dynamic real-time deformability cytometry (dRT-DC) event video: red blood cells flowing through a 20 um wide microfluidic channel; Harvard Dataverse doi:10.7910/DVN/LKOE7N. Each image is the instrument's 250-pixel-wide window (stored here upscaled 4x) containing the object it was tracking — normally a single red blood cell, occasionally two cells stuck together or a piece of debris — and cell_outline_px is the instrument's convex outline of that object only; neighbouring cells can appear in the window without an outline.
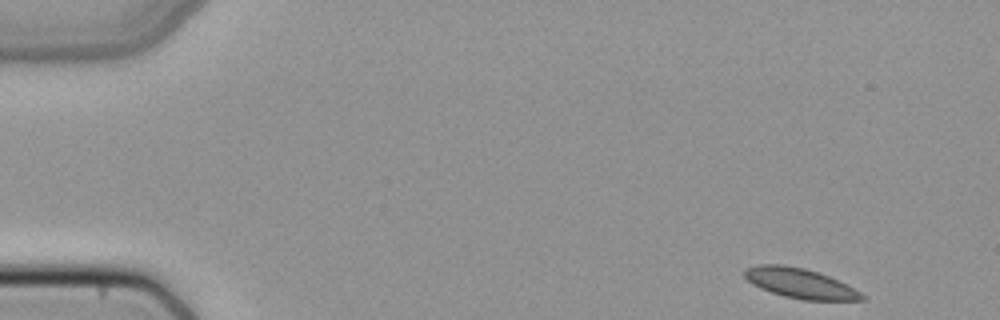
{"species": "common noctule bat (a hibernating species)", "species_latin": "Nyctalus noctula", "temperature_condition": "cold", "stored_images_in_passage": 48, "camera_frame_rate_fps": 3000, "um_per_image_px": 0.085, "animal": {"sex": "female", "body_mass_g": 22.7, "forearm_length_mm": 54.2}, "frame": {"image": 1, "passage_image": 1, "time_ms": 0.0, "image_size_px": [1000, 320], "cell_outline_px": [[868, 300], [804, 300], [784, 296], [760, 288], [752, 284], [744, 276], [744, 268], [760, 264], [784, 264], [804, 268], [820, 272], [860, 292]], "centroid_in_image_um": [67.96, 24.07], "position_along_channel_um": 17.0, "area_um2": 20.35}}
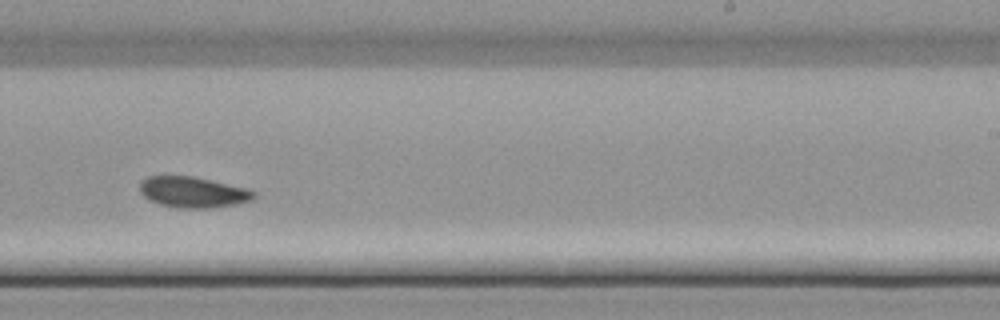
{"frame": {"image": 2, "passage_image": 29, "time_ms": 9.333, "image_size_px": [1000, 320], "cell_outline_px": [[256, 196], [252, 200], [236, 204], [212, 208], [180, 208], [160, 204], [148, 200], [140, 192], [140, 180], [148, 176], [192, 176], [212, 180], [244, 188], [256, 192]], "centroid_in_image_um": [16.38, 16.33], "position_along_channel_um": 272.6, "area_um2": 20.52}}
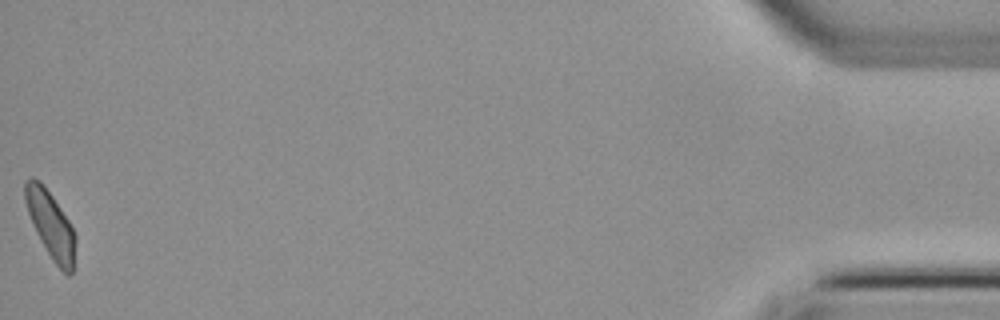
{"frame": {"image": 3, "passage_image": 48, "time_ms": 15.667, "image_size_px": [1000, 320], "cell_outline_px": [[76, 240], [72, 272], [68, 276], [52, 260], [40, 240], [32, 224], [24, 200], [24, 180], [28, 176], [32, 176], [40, 180], [44, 184], [68, 220], [76, 236]], "centroid_in_image_um": [4.27, 19.04], "position_along_channel_um": 430.9, "area_um2": 19.65}}